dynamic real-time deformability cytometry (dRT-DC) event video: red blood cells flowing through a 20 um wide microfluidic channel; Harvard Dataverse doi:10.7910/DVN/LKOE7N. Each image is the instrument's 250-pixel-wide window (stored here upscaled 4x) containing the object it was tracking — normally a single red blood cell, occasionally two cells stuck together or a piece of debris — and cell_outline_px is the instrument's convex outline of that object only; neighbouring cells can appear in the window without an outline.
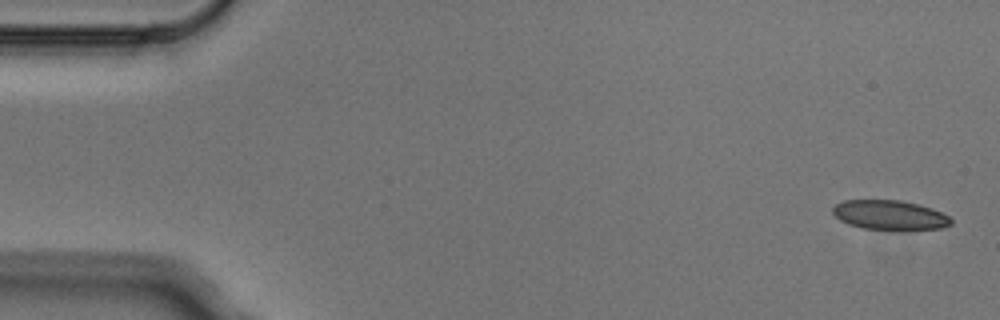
{"species": "Egyptian fruit bat (a non-hibernating species)", "species_latin": "Rousettus aegyptiacus", "temperature_condition": "cold", "stored_images_in_passage": 6, "camera_frame_rate_fps": 3000, "um_per_image_px": 0.085, "animal": {"sex": "male"}, "frame": {"image": 1, "passage_image": 1, "time_ms": 0.0, "image_size_px": [1000, 320], "cell_outline_px": [[952, 224], [944, 228], [864, 228], [848, 224], [840, 220], [832, 212], [832, 208], [836, 204], [844, 200], [900, 200], [932, 208], [948, 216], [952, 220]], "centroid_in_image_um": [75.6, 18.25], "position_along_channel_um": 9.4, "area_um2": 19.77}}
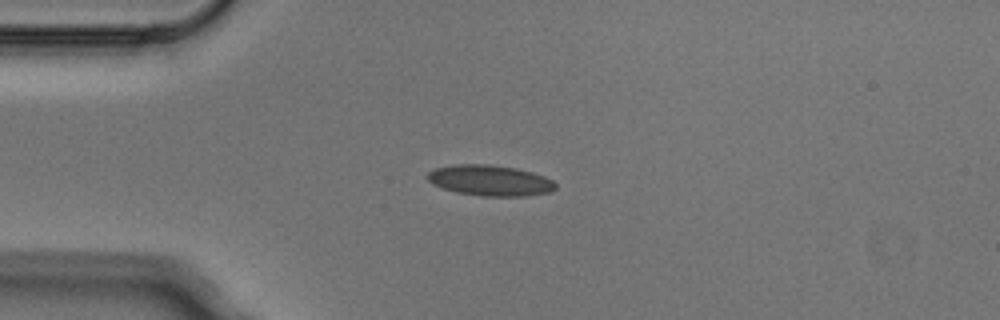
{"frame": {"image": 2, "passage_image": 4, "time_ms": 1.0, "image_size_px": [1000, 320], "cell_outline_px": [[556, 188], [552, 192], [528, 196], [480, 196], [456, 192], [432, 184], [424, 176], [428, 172], [436, 168], [456, 164], [488, 164], [516, 168], [532, 172], [544, 176], [552, 180], [556, 184]], "centroid_in_image_um": [41.66, 15.34], "position_along_channel_um": 43.3, "area_um2": 23.12}}
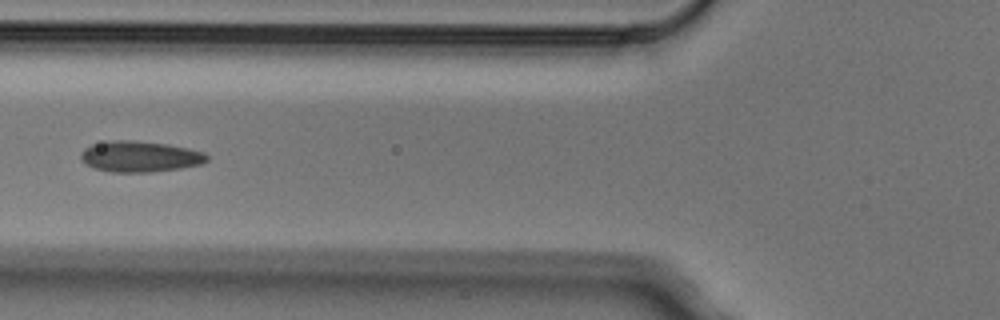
{"frame": {"image": 3, "passage_image": 6, "time_ms": 1.667, "image_size_px": [1000, 320], "cell_outline_px": [[208, 160], [200, 164], [180, 168], [152, 172], [112, 172], [96, 168], [84, 164], [80, 160], [80, 152], [84, 148], [92, 144], [108, 140], [132, 140], [168, 144], [188, 148], [204, 152], [208, 156]], "centroid_in_image_um": [11.85, 13.29], "position_along_channel_um": 113.9, "area_um2": 22.89}}